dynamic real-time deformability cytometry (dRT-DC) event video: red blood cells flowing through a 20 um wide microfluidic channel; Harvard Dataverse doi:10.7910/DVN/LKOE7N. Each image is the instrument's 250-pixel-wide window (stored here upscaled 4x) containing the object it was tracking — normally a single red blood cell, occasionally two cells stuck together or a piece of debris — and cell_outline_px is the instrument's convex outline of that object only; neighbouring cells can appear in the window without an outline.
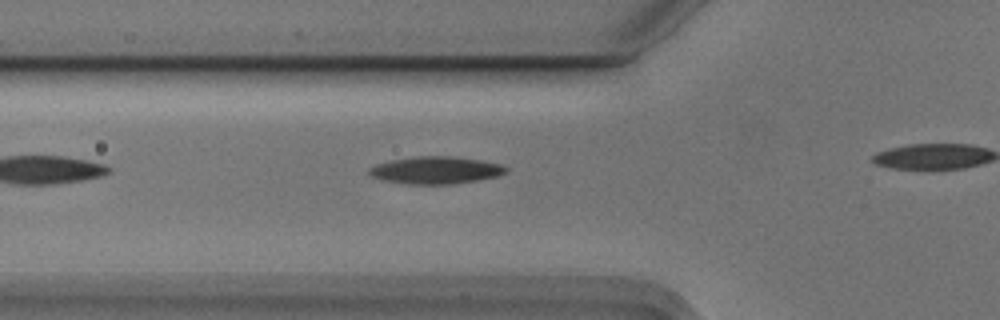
{"species": "Egyptian fruit bat (a non-hibernating species)", "species_latin": "Rousettus aegyptiacus", "temperature_condition": "cold", "stored_images_in_passage": 7, "camera_frame_rate_fps": 3000, "um_per_image_px": 0.085, "animal": {"sex": "male"}, "frame": {"image": 1, "passage_image": 2, "time_ms": 0.333, "image_size_px": [1000, 320], "cell_outline_px": [[508, 172], [500, 176], [480, 180], [456, 184], [408, 184], [384, 180], [372, 176], [368, 172], [368, 168], [376, 164], [392, 160], [416, 156], [448, 156], [480, 160], [500, 164], [508, 168]], "centroid_in_image_um": [37.08, 14.47], "position_along_channel_um": 88.7, "area_um2": 21.85}}
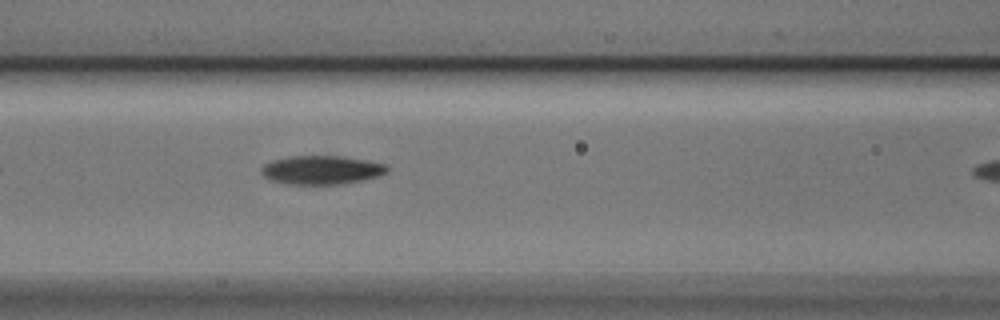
{"frame": {"image": 2, "passage_image": 6, "time_ms": 1.667, "image_size_px": [1000, 320], "cell_outline_px": [[388, 172], [380, 176], [364, 180], [340, 184], [288, 184], [268, 180], [260, 172], [260, 168], [264, 164], [272, 160], [292, 156], [340, 156], [368, 160], [388, 164]], "centroid_in_image_um": [27.35, 14.45], "position_along_channel_um": 139.3, "area_um2": 21.33}}